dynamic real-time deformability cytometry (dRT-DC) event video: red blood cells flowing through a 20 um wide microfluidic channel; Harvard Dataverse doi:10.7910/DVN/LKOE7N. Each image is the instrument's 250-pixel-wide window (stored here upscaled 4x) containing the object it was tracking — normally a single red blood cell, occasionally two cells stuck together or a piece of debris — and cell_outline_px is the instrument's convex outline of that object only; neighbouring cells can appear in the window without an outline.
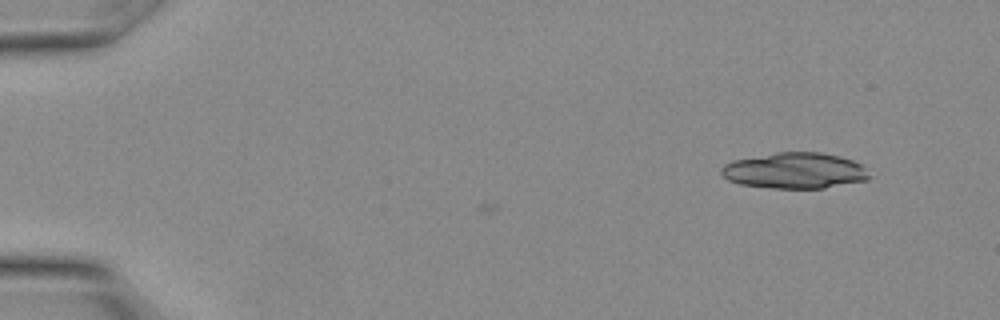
{"species": "Egyptian fruit bat (a non-hibernating species)", "species_latin": "Rousettus aegyptiacus", "temperature_condition": "warm", "stored_images_in_passage": 7, "camera_frame_rate_fps": 3000, "um_per_image_px": 0.085, "animal": {"sex": "female"}, "frame": {"image": 1, "passage_image": 1, "time_ms": 0.0, "image_size_px": [1000, 320], "cell_outline_px": [[872, 176], [868, 180], [824, 188], [772, 188], [740, 184], [728, 180], [720, 172], [720, 168], [724, 164], [732, 160], [776, 152], [820, 152], [840, 156], [864, 164]], "centroid_in_image_um": [67.59, 14.5], "position_along_channel_um": 17.4, "area_um2": 31.33}}